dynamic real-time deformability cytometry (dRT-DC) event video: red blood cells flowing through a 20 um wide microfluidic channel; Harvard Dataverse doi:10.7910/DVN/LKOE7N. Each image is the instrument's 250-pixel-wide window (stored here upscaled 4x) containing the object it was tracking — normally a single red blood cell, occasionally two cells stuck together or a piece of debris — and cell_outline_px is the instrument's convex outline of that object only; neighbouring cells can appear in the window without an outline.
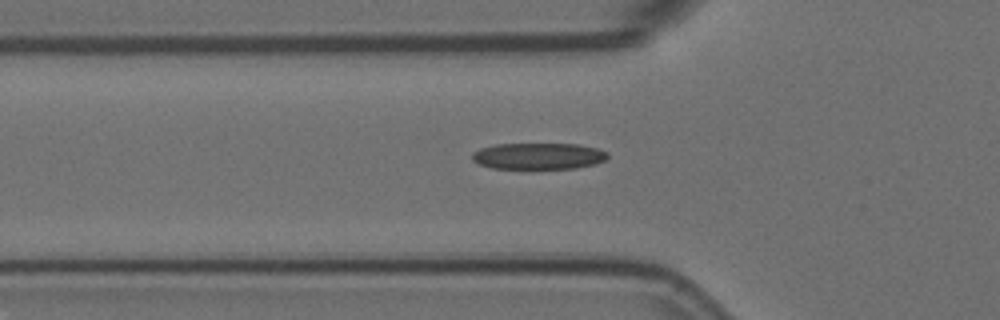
{"species": "Egyptian fruit bat (a non-hibernating species)", "species_latin": "Rousettus aegyptiacus", "temperature_condition": "room temperature", "stored_images_in_passage": 39, "camera_frame_rate_fps": 3000, "um_per_image_px": 0.085, "animal": {"sex": "female"}, "frame": {"image": 1, "passage_image": 7, "time_ms": 2.0, "image_size_px": [1000, 320], "cell_outline_px": [[608, 156], [604, 160], [596, 164], [576, 168], [492, 168], [480, 164], [472, 160], [472, 152], [480, 148], [496, 144], [576, 144], [596, 148], [608, 152]], "centroid_in_image_um": [45.76, 13.26], "position_along_channel_um": 80.0, "area_um2": 20.75}}
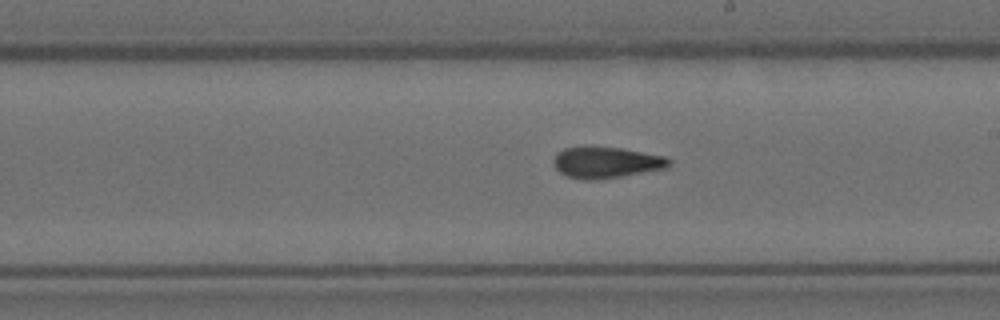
{"frame": {"image": 2, "passage_image": 20, "time_ms": 6.333, "image_size_px": [1000, 320], "cell_outline_px": [[672, 160], [664, 168], [620, 176], [596, 180], [584, 180], [564, 176], [552, 164], [552, 160], [556, 152], [564, 148], [584, 144], [592, 144], [620, 148], [668, 156]], "centroid_in_image_um": [51.43, 13.76], "position_along_channel_um": 237.6, "area_um2": 21.68}}
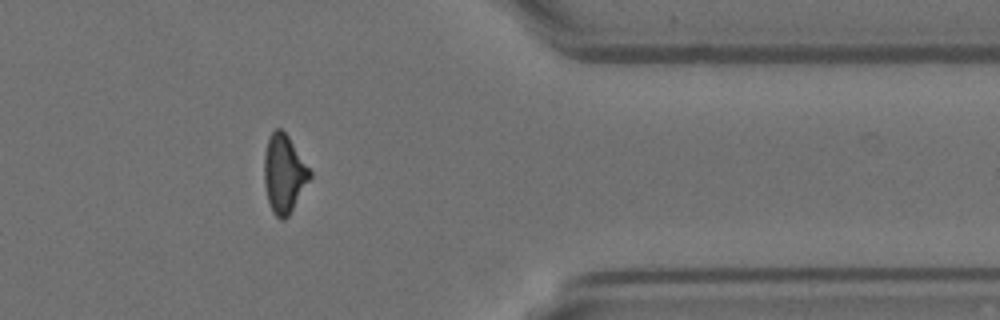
{"frame": {"image": 3, "passage_image": 34, "time_ms": 11.0, "image_size_px": [1000, 320], "cell_outline_px": [[312, 176], [288, 216], [284, 220], [280, 220], [272, 212], [268, 200], [264, 184], [264, 156], [268, 136], [276, 128], [280, 128], [288, 136], [312, 172]], "centroid_in_image_um": [24.13, 14.77], "position_along_channel_um": 387.3, "area_um2": 20.75}}